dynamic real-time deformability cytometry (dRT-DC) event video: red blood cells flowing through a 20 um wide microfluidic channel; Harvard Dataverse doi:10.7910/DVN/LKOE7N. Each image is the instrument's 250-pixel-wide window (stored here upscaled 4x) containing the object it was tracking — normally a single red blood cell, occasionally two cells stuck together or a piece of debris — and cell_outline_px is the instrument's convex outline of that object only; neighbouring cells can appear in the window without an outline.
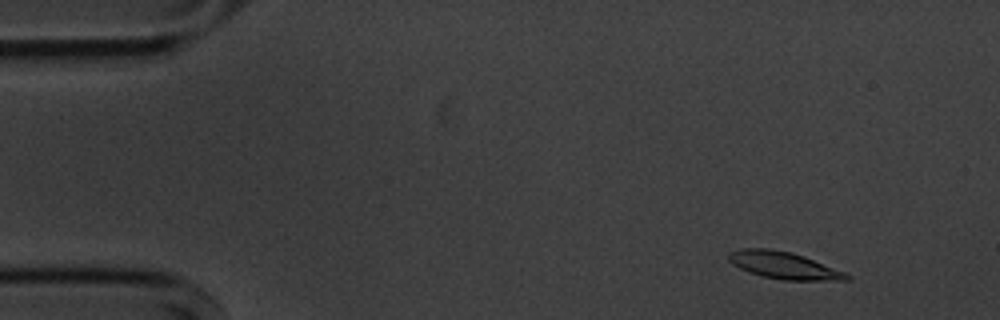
{"species": "common noctule bat (a hibernating species)", "species_latin": "Nyctalus noctula", "temperature_condition": "cold", "stored_images_in_passage": 55, "segment_of_instrument_passage": [1, 2], "camera_frame_rate_fps": 3000, "um_per_image_px": 0.085, "animal": {"sex": "male", "body_mass_g": 20.1, "forearm_length_mm": 53.5}, "frame": {"image": 1, "passage_image": 4, "time_ms": 1.0, "image_size_px": [1000, 320], "cell_outline_px": [[852, 276], [848, 280], [784, 280], [764, 276], [748, 272], [732, 264], [728, 260], [728, 252], [740, 248], [768, 248], [792, 252], [804, 256], [844, 272]], "centroid_in_image_um": [66.58, 22.54], "position_along_channel_um": 18.4, "area_um2": 18.55}}
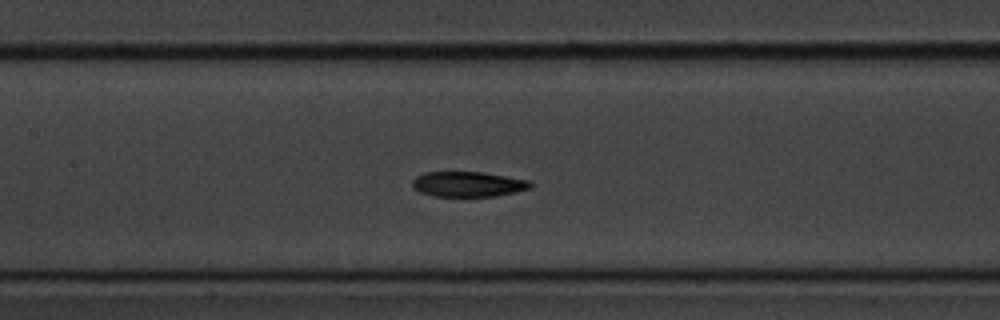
{"frame": {"image": 2, "passage_image": 24, "time_ms": 7.667, "image_size_px": [1000, 320], "cell_outline_px": [[532, 188], [496, 196], [432, 196], [420, 192], [412, 188], [412, 180], [416, 176], [424, 172], [484, 172], [532, 180]], "centroid_in_image_um": [39.8, 15.65], "position_along_channel_um": 167.6, "area_um2": 17.57}}
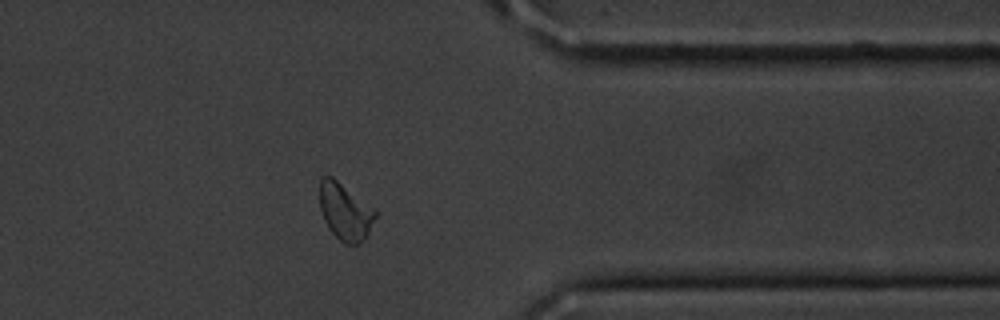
{"frame": {"image": 3, "passage_image": 43, "time_ms": 14.0, "image_size_px": [1000, 320], "cell_outline_px": [[376, 216], [364, 240], [360, 244], [344, 244], [328, 228], [324, 220], [320, 208], [320, 176], [332, 176], [376, 212]], "centroid_in_image_um": [29.29, 18.01], "position_along_channel_um": 382.1, "area_um2": 17.98}}